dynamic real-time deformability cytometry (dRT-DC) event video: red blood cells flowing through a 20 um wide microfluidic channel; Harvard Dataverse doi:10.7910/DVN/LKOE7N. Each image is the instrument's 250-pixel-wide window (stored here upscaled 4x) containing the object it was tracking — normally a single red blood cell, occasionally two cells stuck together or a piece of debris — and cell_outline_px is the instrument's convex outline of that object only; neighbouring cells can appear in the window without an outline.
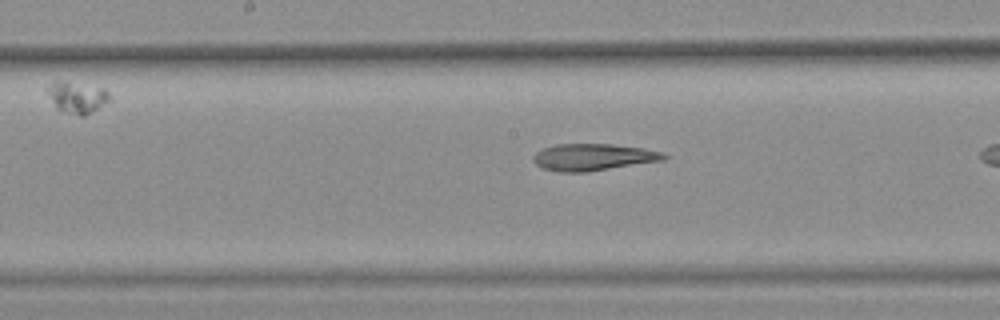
{"species": "common noctule bat (a hibernating species)", "species_latin": "Nyctalus noctula", "temperature_condition": "warm", "stored_images_in_passage": 33, "camera_frame_rate_fps": 3000, "um_per_image_px": 0.085, "animal": {"sex": "female", "body_mass_g": 25.1}, "frame": {"image": 1, "passage_image": 24, "time_ms": 7.667, "image_size_px": [1000, 320], "cell_outline_px": [[668, 156], [664, 160], [588, 172], [560, 172], [544, 168], [536, 164], [532, 160], [532, 156], [536, 152], [544, 148], [556, 144], [612, 144], [644, 148], [664, 152]], "centroid_in_image_um": [50.44, 13.35], "position_along_channel_um": 197.8, "area_um2": 20.52}}
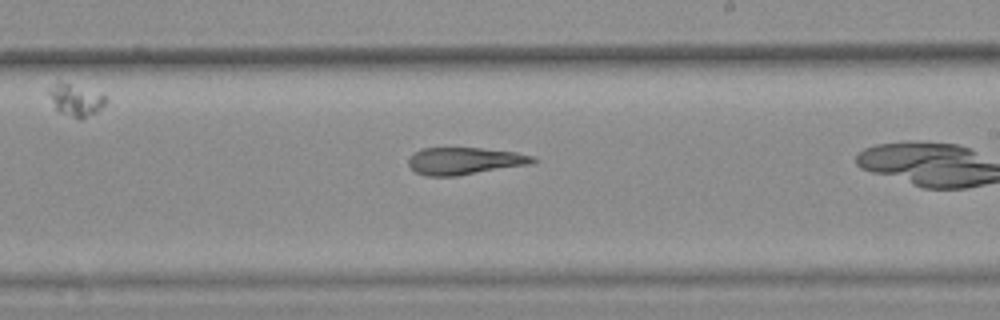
{"frame": {"image": 2, "passage_image": 28, "time_ms": 9.0, "image_size_px": [1000, 320], "cell_outline_px": [[540, 160], [532, 164], [456, 176], [428, 176], [416, 172], [408, 164], [408, 160], [412, 152], [420, 148], [480, 148], [516, 152], [536, 156]], "centroid_in_image_um": [39.53, 13.67], "position_along_channel_um": 249.5, "area_um2": 19.94}}